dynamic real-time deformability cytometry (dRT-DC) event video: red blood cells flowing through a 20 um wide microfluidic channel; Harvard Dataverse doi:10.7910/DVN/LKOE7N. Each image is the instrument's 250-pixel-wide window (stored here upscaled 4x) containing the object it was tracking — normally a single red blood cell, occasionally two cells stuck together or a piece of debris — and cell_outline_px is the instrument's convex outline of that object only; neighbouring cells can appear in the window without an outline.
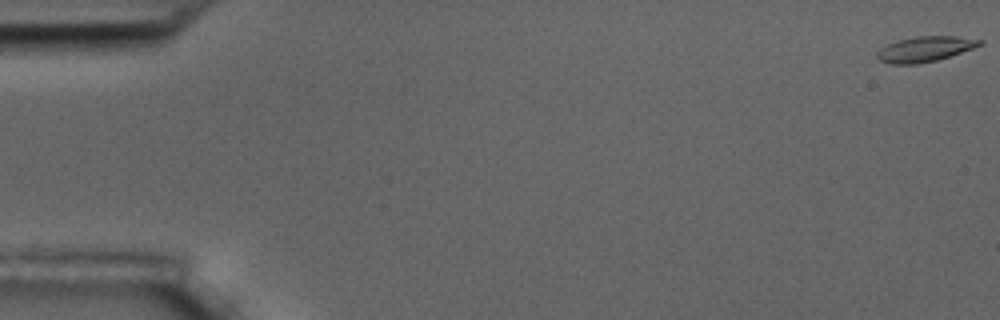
{"species": "common noctule bat (a hibernating species)", "species_latin": "Nyctalus noctula", "temperature_condition": "room temperature", "stored_images_in_passage": 5, "camera_frame_rate_fps": 3000, "um_per_image_px": 0.085, "animal": {"sex": "male", "body_mass_g": 17.5, "forearm_length_mm": 52.3}, "frame": {"image": 1, "passage_image": 1, "time_ms": 0.0, "image_size_px": [1000, 320], "cell_outline_px": [[984, 44], [936, 60], [916, 64], [892, 64], [880, 60], [876, 56], [876, 52], [880, 48], [888, 44], [900, 40], [916, 36], [956, 36], [984, 40]], "centroid_in_image_um": [78.62, 4.16], "position_along_channel_um": 6.4, "area_um2": 14.91}}
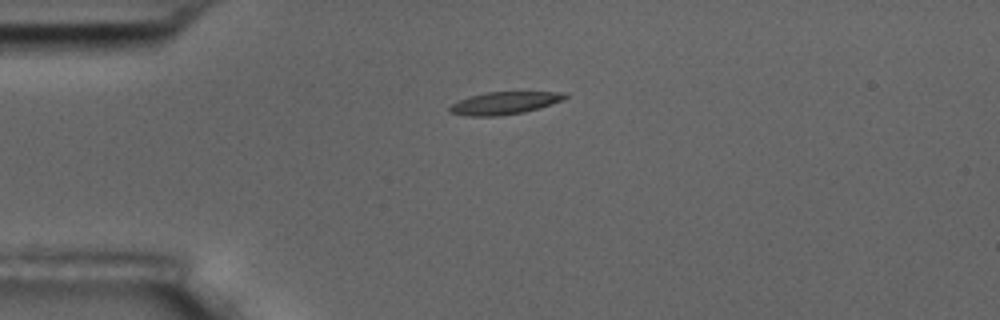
{"frame": {"image": 2, "passage_image": 4, "time_ms": 4.667, "image_size_px": [1000, 320], "cell_outline_px": [[568, 96], [564, 100], [540, 108], [524, 112], [496, 116], [468, 116], [448, 112], [448, 108], [452, 104], [468, 96], [484, 92], [568, 92]], "centroid_in_image_um": [42.89, 8.75], "position_along_channel_um": 42.1, "area_um2": 15.26}}